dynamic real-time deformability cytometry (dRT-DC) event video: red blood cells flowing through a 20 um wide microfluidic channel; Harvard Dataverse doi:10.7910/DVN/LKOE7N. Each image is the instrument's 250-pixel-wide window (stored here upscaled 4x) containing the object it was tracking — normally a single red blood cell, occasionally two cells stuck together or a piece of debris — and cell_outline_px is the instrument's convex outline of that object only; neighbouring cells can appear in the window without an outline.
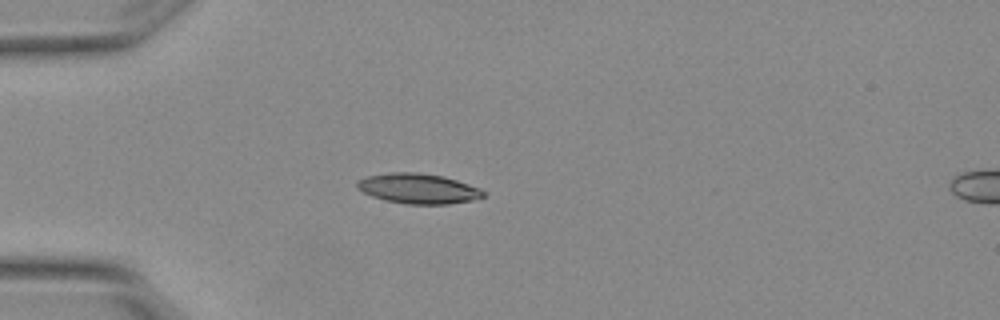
{"species": "Egyptian fruit bat (a non-hibernating species)", "species_latin": "Rousettus aegyptiacus", "temperature_condition": "warm", "stored_images_in_passage": 2, "camera_frame_rate_fps": 3000, "um_per_image_px": 0.085, "animal": {"sex": "female"}, "frame": {"image": 1, "passage_image": 1, "time_ms": 0.0, "image_size_px": [1000, 320], "cell_outline_px": [[484, 196], [472, 200], [448, 204], [408, 204], [388, 200], [372, 196], [356, 188], [356, 184], [360, 180], [368, 176], [388, 172], [420, 172], [444, 176], [480, 188], [484, 192]], "centroid_in_image_um": [35.56, 16.02], "position_along_channel_um": 49.4, "area_um2": 21.96}}